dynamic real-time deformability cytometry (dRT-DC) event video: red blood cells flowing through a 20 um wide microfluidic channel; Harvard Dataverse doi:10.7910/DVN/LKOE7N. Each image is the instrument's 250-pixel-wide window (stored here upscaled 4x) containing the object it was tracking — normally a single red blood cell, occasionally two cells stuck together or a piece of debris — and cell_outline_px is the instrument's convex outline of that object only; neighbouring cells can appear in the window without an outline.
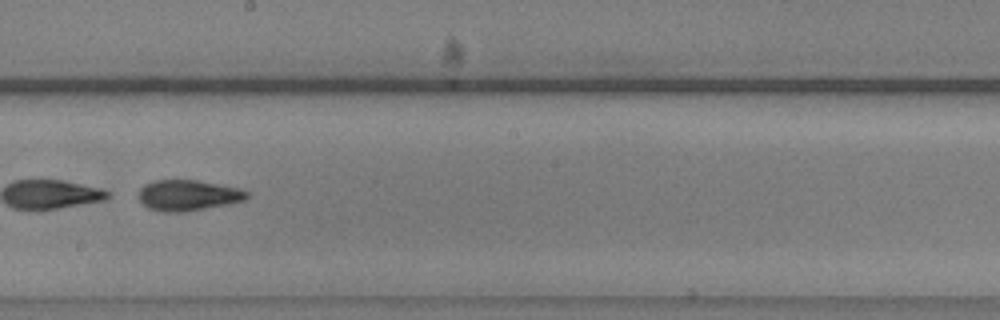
{"species": "common noctule bat (a hibernating species)", "species_latin": "Nyctalus noctula", "temperature_condition": "warm", "stored_images_in_passage": 41, "camera_frame_rate_fps": 3000, "um_per_image_px": 0.085, "animal": {"sex": "male", "body_mass_g": 20.5, "forearm_length_mm": 52.5}, "frame": {"image": 1, "passage_image": 18, "time_ms": 5.667, "image_size_px": [1000, 320], "cell_outline_px": [[248, 196], [244, 200], [184, 212], [160, 212], [148, 208], [136, 196], [140, 188], [144, 184], [152, 180], [196, 180], [240, 188], [248, 192]], "centroid_in_image_um": [15.91, 16.59], "position_along_channel_um": 232.3, "area_um2": 19.36}, "authors_computed_cell_mechanics": {"area_um2": 19.363, "velocity_mm_per_s": 3.6939, "shape_relaxation_time_tau1_ms": 1.4142, "shape_relaxation_time_tau2_ms": 2.6236, "deformation_change_tau1": 0.2875, "deformation_change_tau2": 0.117}}